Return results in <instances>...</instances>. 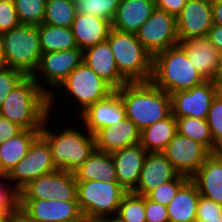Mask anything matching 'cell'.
<instances>
[{"label":"cell","instance_id":"44","mask_svg":"<svg viewBox=\"0 0 222 222\" xmlns=\"http://www.w3.org/2000/svg\"><path fill=\"white\" fill-rule=\"evenodd\" d=\"M187 0H155L156 8L177 17Z\"/></svg>","mask_w":222,"mask_h":222},{"label":"cell","instance_id":"10","mask_svg":"<svg viewBox=\"0 0 222 222\" xmlns=\"http://www.w3.org/2000/svg\"><path fill=\"white\" fill-rule=\"evenodd\" d=\"M57 170L47 141L39 135L27 155L6 175L10 185L19 192L30 181Z\"/></svg>","mask_w":222,"mask_h":222},{"label":"cell","instance_id":"31","mask_svg":"<svg viewBox=\"0 0 222 222\" xmlns=\"http://www.w3.org/2000/svg\"><path fill=\"white\" fill-rule=\"evenodd\" d=\"M177 133L189 137L204 145L211 153H215L210 127L206 119L195 117H176Z\"/></svg>","mask_w":222,"mask_h":222},{"label":"cell","instance_id":"35","mask_svg":"<svg viewBox=\"0 0 222 222\" xmlns=\"http://www.w3.org/2000/svg\"><path fill=\"white\" fill-rule=\"evenodd\" d=\"M20 24L38 26L43 23L46 0H13Z\"/></svg>","mask_w":222,"mask_h":222},{"label":"cell","instance_id":"13","mask_svg":"<svg viewBox=\"0 0 222 222\" xmlns=\"http://www.w3.org/2000/svg\"><path fill=\"white\" fill-rule=\"evenodd\" d=\"M163 153L179 175L191 179L212 154L204 145L176 133Z\"/></svg>","mask_w":222,"mask_h":222},{"label":"cell","instance_id":"4","mask_svg":"<svg viewBox=\"0 0 222 222\" xmlns=\"http://www.w3.org/2000/svg\"><path fill=\"white\" fill-rule=\"evenodd\" d=\"M150 81L171 95L180 90L192 89L206 80L190 62L185 51L176 45L153 56Z\"/></svg>","mask_w":222,"mask_h":222},{"label":"cell","instance_id":"11","mask_svg":"<svg viewBox=\"0 0 222 222\" xmlns=\"http://www.w3.org/2000/svg\"><path fill=\"white\" fill-rule=\"evenodd\" d=\"M18 199L77 200V182L72 172L55 170L44 174L24 186Z\"/></svg>","mask_w":222,"mask_h":222},{"label":"cell","instance_id":"12","mask_svg":"<svg viewBox=\"0 0 222 222\" xmlns=\"http://www.w3.org/2000/svg\"><path fill=\"white\" fill-rule=\"evenodd\" d=\"M137 39L153 56L178 45L176 17L155 8L136 33Z\"/></svg>","mask_w":222,"mask_h":222},{"label":"cell","instance_id":"47","mask_svg":"<svg viewBox=\"0 0 222 222\" xmlns=\"http://www.w3.org/2000/svg\"><path fill=\"white\" fill-rule=\"evenodd\" d=\"M211 5L213 24L222 25V0H213Z\"/></svg>","mask_w":222,"mask_h":222},{"label":"cell","instance_id":"39","mask_svg":"<svg viewBox=\"0 0 222 222\" xmlns=\"http://www.w3.org/2000/svg\"><path fill=\"white\" fill-rule=\"evenodd\" d=\"M26 77L21 71L10 67L0 68V105L10 91L18 86Z\"/></svg>","mask_w":222,"mask_h":222},{"label":"cell","instance_id":"42","mask_svg":"<svg viewBox=\"0 0 222 222\" xmlns=\"http://www.w3.org/2000/svg\"><path fill=\"white\" fill-rule=\"evenodd\" d=\"M146 222H169L167 206L151 201L145 196Z\"/></svg>","mask_w":222,"mask_h":222},{"label":"cell","instance_id":"34","mask_svg":"<svg viewBox=\"0 0 222 222\" xmlns=\"http://www.w3.org/2000/svg\"><path fill=\"white\" fill-rule=\"evenodd\" d=\"M117 217L122 222H146L145 196L127 192L121 200Z\"/></svg>","mask_w":222,"mask_h":222},{"label":"cell","instance_id":"28","mask_svg":"<svg viewBox=\"0 0 222 222\" xmlns=\"http://www.w3.org/2000/svg\"><path fill=\"white\" fill-rule=\"evenodd\" d=\"M41 129H23L19 134L0 144V174L7 175L28 153Z\"/></svg>","mask_w":222,"mask_h":222},{"label":"cell","instance_id":"53","mask_svg":"<svg viewBox=\"0 0 222 222\" xmlns=\"http://www.w3.org/2000/svg\"><path fill=\"white\" fill-rule=\"evenodd\" d=\"M108 222H122L117 216L108 217Z\"/></svg>","mask_w":222,"mask_h":222},{"label":"cell","instance_id":"36","mask_svg":"<svg viewBox=\"0 0 222 222\" xmlns=\"http://www.w3.org/2000/svg\"><path fill=\"white\" fill-rule=\"evenodd\" d=\"M189 180L188 177L177 175L173 180L157 186L154 190L150 191L146 197L153 202L167 206L178 190Z\"/></svg>","mask_w":222,"mask_h":222},{"label":"cell","instance_id":"38","mask_svg":"<svg viewBox=\"0 0 222 222\" xmlns=\"http://www.w3.org/2000/svg\"><path fill=\"white\" fill-rule=\"evenodd\" d=\"M196 222H222V205L200 196Z\"/></svg>","mask_w":222,"mask_h":222},{"label":"cell","instance_id":"21","mask_svg":"<svg viewBox=\"0 0 222 222\" xmlns=\"http://www.w3.org/2000/svg\"><path fill=\"white\" fill-rule=\"evenodd\" d=\"M94 138L95 149L111 154L125 147L139 144L140 130L132 120L125 117L113 127L96 131Z\"/></svg>","mask_w":222,"mask_h":222},{"label":"cell","instance_id":"55","mask_svg":"<svg viewBox=\"0 0 222 222\" xmlns=\"http://www.w3.org/2000/svg\"><path fill=\"white\" fill-rule=\"evenodd\" d=\"M220 63H222V52L220 53Z\"/></svg>","mask_w":222,"mask_h":222},{"label":"cell","instance_id":"23","mask_svg":"<svg viewBox=\"0 0 222 222\" xmlns=\"http://www.w3.org/2000/svg\"><path fill=\"white\" fill-rule=\"evenodd\" d=\"M71 29L77 47L84 51L106 41L112 23L101 17L76 13Z\"/></svg>","mask_w":222,"mask_h":222},{"label":"cell","instance_id":"24","mask_svg":"<svg viewBox=\"0 0 222 222\" xmlns=\"http://www.w3.org/2000/svg\"><path fill=\"white\" fill-rule=\"evenodd\" d=\"M202 197L222 205V151L212 153L191 178Z\"/></svg>","mask_w":222,"mask_h":222},{"label":"cell","instance_id":"1","mask_svg":"<svg viewBox=\"0 0 222 222\" xmlns=\"http://www.w3.org/2000/svg\"><path fill=\"white\" fill-rule=\"evenodd\" d=\"M125 108L126 117L142 129L172 113L171 95L148 82H128L115 90Z\"/></svg>","mask_w":222,"mask_h":222},{"label":"cell","instance_id":"2","mask_svg":"<svg viewBox=\"0 0 222 222\" xmlns=\"http://www.w3.org/2000/svg\"><path fill=\"white\" fill-rule=\"evenodd\" d=\"M49 115V95L27 76L0 105V116L23 129H41Z\"/></svg>","mask_w":222,"mask_h":222},{"label":"cell","instance_id":"32","mask_svg":"<svg viewBox=\"0 0 222 222\" xmlns=\"http://www.w3.org/2000/svg\"><path fill=\"white\" fill-rule=\"evenodd\" d=\"M75 16L72 0H46L44 24L71 28Z\"/></svg>","mask_w":222,"mask_h":222},{"label":"cell","instance_id":"27","mask_svg":"<svg viewBox=\"0 0 222 222\" xmlns=\"http://www.w3.org/2000/svg\"><path fill=\"white\" fill-rule=\"evenodd\" d=\"M199 199L198 187L189 179L167 205L169 222H196Z\"/></svg>","mask_w":222,"mask_h":222},{"label":"cell","instance_id":"5","mask_svg":"<svg viewBox=\"0 0 222 222\" xmlns=\"http://www.w3.org/2000/svg\"><path fill=\"white\" fill-rule=\"evenodd\" d=\"M119 73L128 82H148L153 71V55L134 33L111 29L107 38Z\"/></svg>","mask_w":222,"mask_h":222},{"label":"cell","instance_id":"18","mask_svg":"<svg viewBox=\"0 0 222 222\" xmlns=\"http://www.w3.org/2000/svg\"><path fill=\"white\" fill-rule=\"evenodd\" d=\"M146 155L147 151L140 143L111 153L117 182L127 192L136 189Z\"/></svg>","mask_w":222,"mask_h":222},{"label":"cell","instance_id":"14","mask_svg":"<svg viewBox=\"0 0 222 222\" xmlns=\"http://www.w3.org/2000/svg\"><path fill=\"white\" fill-rule=\"evenodd\" d=\"M217 91L212 80H206L189 90L171 94L172 114L175 117H195L206 119Z\"/></svg>","mask_w":222,"mask_h":222},{"label":"cell","instance_id":"19","mask_svg":"<svg viewBox=\"0 0 222 222\" xmlns=\"http://www.w3.org/2000/svg\"><path fill=\"white\" fill-rule=\"evenodd\" d=\"M83 62L114 90L128 81L119 73L109 42L103 41L83 51Z\"/></svg>","mask_w":222,"mask_h":222},{"label":"cell","instance_id":"8","mask_svg":"<svg viewBox=\"0 0 222 222\" xmlns=\"http://www.w3.org/2000/svg\"><path fill=\"white\" fill-rule=\"evenodd\" d=\"M127 191L118 182H77V201L82 214L115 217Z\"/></svg>","mask_w":222,"mask_h":222},{"label":"cell","instance_id":"26","mask_svg":"<svg viewBox=\"0 0 222 222\" xmlns=\"http://www.w3.org/2000/svg\"><path fill=\"white\" fill-rule=\"evenodd\" d=\"M76 182L104 181L117 182L111 154L95 149L83 164L73 172Z\"/></svg>","mask_w":222,"mask_h":222},{"label":"cell","instance_id":"9","mask_svg":"<svg viewBox=\"0 0 222 222\" xmlns=\"http://www.w3.org/2000/svg\"><path fill=\"white\" fill-rule=\"evenodd\" d=\"M57 88L65 90L63 92L72 99L71 102H74V105L78 104L80 111L77 114H81L89 106L107 98L115 91L84 62L76 67Z\"/></svg>","mask_w":222,"mask_h":222},{"label":"cell","instance_id":"6","mask_svg":"<svg viewBox=\"0 0 222 222\" xmlns=\"http://www.w3.org/2000/svg\"><path fill=\"white\" fill-rule=\"evenodd\" d=\"M2 38L6 67L32 76L43 53L37 26L20 24L3 33Z\"/></svg>","mask_w":222,"mask_h":222},{"label":"cell","instance_id":"40","mask_svg":"<svg viewBox=\"0 0 222 222\" xmlns=\"http://www.w3.org/2000/svg\"><path fill=\"white\" fill-rule=\"evenodd\" d=\"M20 25L13 0H0V33Z\"/></svg>","mask_w":222,"mask_h":222},{"label":"cell","instance_id":"29","mask_svg":"<svg viewBox=\"0 0 222 222\" xmlns=\"http://www.w3.org/2000/svg\"><path fill=\"white\" fill-rule=\"evenodd\" d=\"M177 133L176 117L171 113L140 131V144L147 152H163Z\"/></svg>","mask_w":222,"mask_h":222},{"label":"cell","instance_id":"43","mask_svg":"<svg viewBox=\"0 0 222 222\" xmlns=\"http://www.w3.org/2000/svg\"><path fill=\"white\" fill-rule=\"evenodd\" d=\"M23 128L11 122L9 119L0 116V144L19 134Z\"/></svg>","mask_w":222,"mask_h":222},{"label":"cell","instance_id":"20","mask_svg":"<svg viewBox=\"0 0 222 222\" xmlns=\"http://www.w3.org/2000/svg\"><path fill=\"white\" fill-rule=\"evenodd\" d=\"M178 175L163 152H147L139 181L133 193L146 196L157 186L173 180Z\"/></svg>","mask_w":222,"mask_h":222},{"label":"cell","instance_id":"30","mask_svg":"<svg viewBox=\"0 0 222 222\" xmlns=\"http://www.w3.org/2000/svg\"><path fill=\"white\" fill-rule=\"evenodd\" d=\"M43 53L76 48L71 28L42 23L37 26Z\"/></svg>","mask_w":222,"mask_h":222},{"label":"cell","instance_id":"41","mask_svg":"<svg viewBox=\"0 0 222 222\" xmlns=\"http://www.w3.org/2000/svg\"><path fill=\"white\" fill-rule=\"evenodd\" d=\"M9 184L6 175L0 174V210H13L18 205V192Z\"/></svg>","mask_w":222,"mask_h":222},{"label":"cell","instance_id":"22","mask_svg":"<svg viewBox=\"0 0 222 222\" xmlns=\"http://www.w3.org/2000/svg\"><path fill=\"white\" fill-rule=\"evenodd\" d=\"M178 45L185 51L190 62L205 80H212L220 64V52L207 36L180 41Z\"/></svg>","mask_w":222,"mask_h":222},{"label":"cell","instance_id":"52","mask_svg":"<svg viewBox=\"0 0 222 222\" xmlns=\"http://www.w3.org/2000/svg\"><path fill=\"white\" fill-rule=\"evenodd\" d=\"M69 222H85V214H82L81 216H79L76 219L71 220Z\"/></svg>","mask_w":222,"mask_h":222},{"label":"cell","instance_id":"33","mask_svg":"<svg viewBox=\"0 0 222 222\" xmlns=\"http://www.w3.org/2000/svg\"><path fill=\"white\" fill-rule=\"evenodd\" d=\"M122 0H72L76 13L93 15L112 22Z\"/></svg>","mask_w":222,"mask_h":222},{"label":"cell","instance_id":"16","mask_svg":"<svg viewBox=\"0 0 222 222\" xmlns=\"http://www.w3.org/2000/svg\"><path fill=\"white\" fill-rule=\"evenodd\" d=\"M35 222H69L82 215L77 200L18 199Z\"/></svg>","mask_w":222,"mask_h":222},{"label":"cell","instance_id":"3","mask_svg":"<svg viewBox=\"0 0 222 222\" xmlns=\"http://www.w3.org/2000/svg\"><path fill=\"white\" fill-rule=\"evenodd\" d=\"M49 117L50 114L42 125L40 135L47 141L51 148L56 168L73 173L95 150L94 134H91L85 128L83 129L84 131H80L81 129H77L78 125L75 128L72 127V124L70 125L71 127L63 128L60 132L57 130L56 133L55 129L58 127H54V131L48 128L49 125L47 124H50Z\"/></svg>","mask_w":222,"mask_h":222},{"label":"cell","instance_id":"51","mask_svg":"<svg viewBox=\"0 0 222 222\" xmlns=\"http://www.w3.org/2000/svg\"><path fill=\"white\" fill-rule=\"evenodd\" d=\"M12 210H0V222H8Z\"/></svg>","mask_w":222,"mask_h":222},{"label":"cell","instance_id":"15","mask_svg":"<svg viewBox=\"0 0 222 222\" xmlns=\"http://www.w3.org/2000/svg\"><path fill=\"white\" fill-rule=\"evenodd\" d=\"M176 22L179 41L207 36L213 25L211 1L187 0Z\"/></svg>","mask_w":222,"mask_h":222},{"label":"cell","instance_id":"48","mask_svg":"<svg viewBox=\"0 0 222 222\" xmlns=\"http://www.w3.org/2000/svg\"><path fill=\"white\" fill-rule=\"evenodd\" d=\"M212 82L217 92L222 90V63L219 64Z\"/></svg>","mask_w":222,"mask_h":222},{"label":"cell","instance_id":"17","mask_svg":"<svg viewBox=\"0 0 222 222\" xmlns=\"http://www.w3.org/2000/svg\"><path fill=\"white\" fill-rule=\"evenodd\" d=\"M91 134L101 128L113 127L126 117L125 108L118 93L114 91L107 98L97 101L78 116Z\"/></svg>","mask_w":222,"mask_h":222},{"label":"cell","instance_id":"37","mask_svg":"<svg viewBox=\"0 0 222 222\" xmlns=\"http://www.w3.org/2000/svg\"><path fill=\"white\" fill-rule=\"evenodd\" d=\"M206 121L215 144V153L222 151V98L217 94L213 99Z\"/></svg>","mask_w":222,"mask_h":222},{"label":"cell","instance_id":"45","mask_svg":"<svg viewBox=\"0 0 222 222\" xmlns=\"http://www.w3.org/2000/svg\"><path fill=\"white\" fill-rule=\"evenodd\" d=\"M207 37L214 47L222 52V25L213 24L210 28Z\"/></svg>","mask_w":222,"mask_h":222},{"label":"cell","instance_id":"50","mask_svg":"<svg viewBox=\"0 0 222 222\" xmlns=\"http://www.w3.org/2000/svg\"><path fill=\"white\" fill-rule=\"evenodd\" d=\"M85 222H108V217H93L85 215Z\"/></svg>","mask_w":222,"mask_h":222},{"label":"cell","instance_id":"49","mask_svg":"<svg viewBox=\"0 0 222 222\" xmlns=\"http://www.w3.org/2000/svg\"><path fill=\"white\" fill-rule=\"evenodd\" d=\"M6 67L5 49L2 34L0 33V68Z\"/></svg>","mask_w":222,"mask_h":222},{"label":"cell","instance_id":"7","mask_svg":"<svg viewBox=\"0 0 222 222\" xmlns=\"http://www.w3.org/2000/svg\"><path fill=\"white\" fill-rule=\"evenodd\" d=\"M82 62L83 51L78 47L69 50L42 53L40 62L35 73L32 75V78L39 85V87L43 89L46 94L49 95L50 115L53 112L52 110L54 109V107H56V97H54L56 95L54 94L56 93L57 87ZM40 75L44 79L41 78ZM40 79H43L42 82L40 81ZM47 86L49 88L51 86L52 89L47 88Z\"/></svg>","mask_w":222,"mask_h":222},{"label":"cell","instance_id":"54","mask_svg":"<svg viewBox=\"0 0 222 222\" xmlns=\"http://www.w3.org/2000/svg\"><path fill=\"white\" fill-rule=\"evenodd\" d=\"M217 94L222 98V90H219Z\"/></svg>","mask_w":222,"mask_h":222},{"label":"cell","instance_id":"46","mask_svg":"<svg viewBox=\"0 0 222 222\" xmlns=\"http://www.w3.org/2000/svg\"><path fill=\"white\" fill-rule=\"evenodd\" d=\"M8 222H35L27 212L17 205L10 213Z\"/></svg>","mask_w":222,"mask_h":222},{"label":"cell","instance_id":"25","mask_svg":"<svg viewBox=\"0 0 222 222\" xmlns=\"http://www.w3.org/2000/svg\"><path fill=\"white\" fill-rule=\"evenodd\" d=\"M155 8V0H122L111 22L112 28L136 34Z\"/></svg>","mask_w":222,"mask_h":222}]
</instances>
